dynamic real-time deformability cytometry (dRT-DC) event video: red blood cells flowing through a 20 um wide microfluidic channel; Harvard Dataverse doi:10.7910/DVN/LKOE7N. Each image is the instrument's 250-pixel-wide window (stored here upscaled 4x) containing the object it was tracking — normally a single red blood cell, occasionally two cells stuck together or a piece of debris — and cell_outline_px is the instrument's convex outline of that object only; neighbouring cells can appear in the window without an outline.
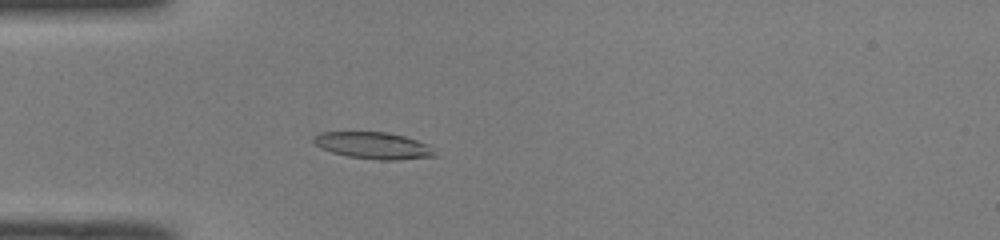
{"species": "common noctule bat (a hibernating species)", "species_latin": "Nyctalus noctula", "temperature_condition": "room temperature", "stored_images_in_passage": 50, "camera_frame_rate_fps": 3000, "um_per_image_px": 0.085, "animal": {"sex": "male", "body_mass_g": 19.0, "forearm_length_mm": 50.8}, "frame": {"image": 1, "passage_image": 15, "time_ms": 4.667, "image_size_px": [1000, 240], "cell_outline_px": [[440, 156], [396, 160], [380, 160], [348, 156], [332, 152], [320, 148], [312, 140], [312, 136], [320, 132], [388, 132], [404, 136], [428, 144]], "centroid_in_image_um": [31.75, 12.37], "position_along_channel_um": 53.2, "area_um2": 19.02}}
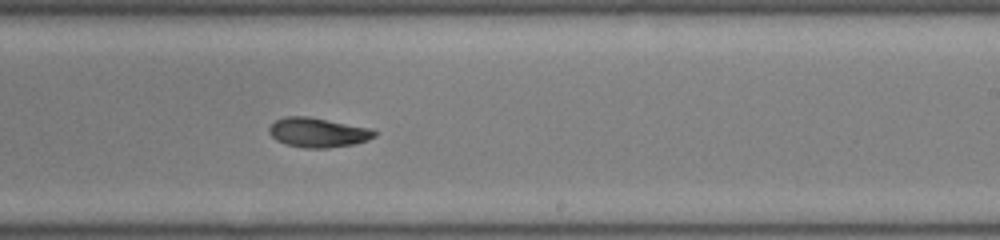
{"frame": {"image": 2, "passage_image": 31, "time_ms": 10.0, "image_size_px": [1000, 240], "cell_outline_px": [[376, 136], [368, 140], [356, 144], [328, 148], [304, 148], [284, 144], [276, 140], [268, 132], [268, 128], [276, 120], [284, 116], [308, 116], [372, 128], [376, 132]], "centroid_in_image_um": [27.03, 11.26], "position_along_channel_um": 262.0, "area_um2": 18.38}}
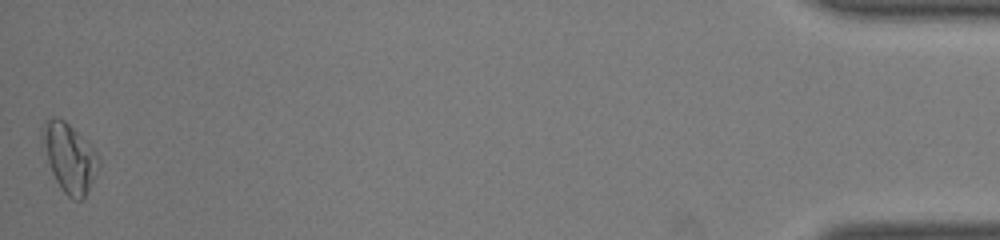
{"frame": {"image": 3, "passage_image": 50, "time_ms": 16.333, "image_size_px": [1000, 240], "cell_outline_px": [[100, 164], [84, 196], [80, 200], [72, 200], [60, 188], [52, 172], [48, 160], [44, 140], [44, 120], [52, 116], [56, 116], [64, 120], [92, 148], [100, 160]], "centroid_in_image_um": [5.91, 13.42], "position_along_channel_um": 429.3, "area_um2": 21.44}, "authors_computed_cell_mechanics": {"area_um2": 18.4093, "velocity_mm_per_s": 4.093, "shape_relaxation_time_tau1_ms": 4.4111, "shape_relaxation_time_tau2_ms": 2.7968, "deformation_change_tau1": 0.1624, "deformation_change_tau2": 0.0499}}